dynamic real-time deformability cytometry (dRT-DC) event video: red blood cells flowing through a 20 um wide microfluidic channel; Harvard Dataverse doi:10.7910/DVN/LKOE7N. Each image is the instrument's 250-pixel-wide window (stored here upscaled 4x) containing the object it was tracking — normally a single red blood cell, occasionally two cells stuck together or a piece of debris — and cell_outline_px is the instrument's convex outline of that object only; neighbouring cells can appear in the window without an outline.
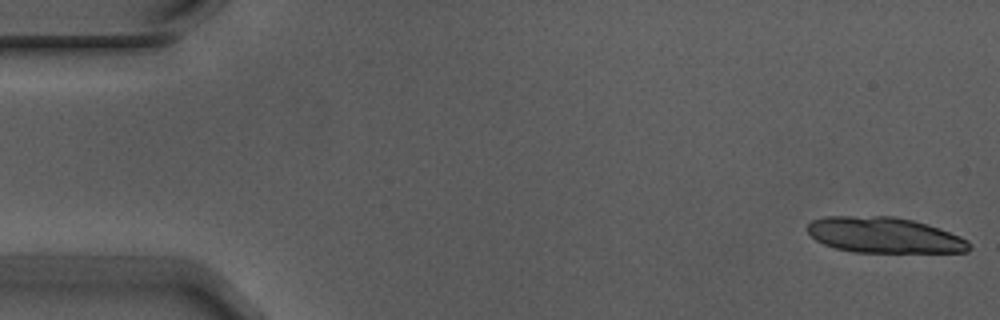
{"species": "Egyptian fruit bat (a non-hibernating species)", "species_latin": "Rousettus aegyptiacus", "temperature_condition": "warm", "stored_images_in_passage": 8, "camera_frame_rate_fps": 3000, "um_per_image_px": 0.085, "animal": {"sex": "male"}, "frame": {"image": 1, "passage_image": 1, "time_ms": 0.0, "image_size_px": [1000, 320], "cell_outline_px": [[972, 248], [968, 252], [852, 252], [836, 248], [824, 244], [816, 240], [808, 232], [808, 224], [812, 220], [824, 216], [892, 216], [912, 220], [928, 224], [940, 228], [960, 236], [968, 240], [972, 244]], "centroid_in_image_um": [75.19, 19.99], "position_along_channel_um": 9.8, "area_um2": 33.81}}
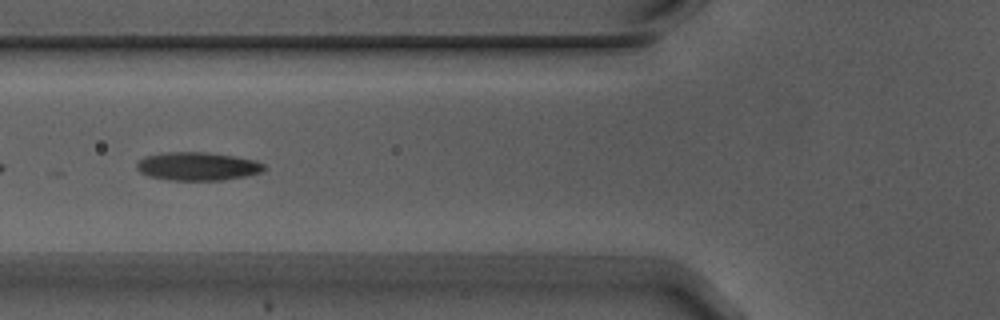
{"frame": {"image": 2, "passage_image": 6, "time_ms": 1.667, "image_size_px": [1000, 320], "cell_outline_px": [[268, 168], [260, 172], [248, 176], [224, 180], [168, 180], [148, 176], [140, 172], [136, 168], [136, 164], [144, 156], [168, 152], [208, 152], [256, 160], [264, 164]], "centroid_in_image_um": [16.81, 14.14], "position_along_channel_um": 109.0, "area_um2": 21.15}}
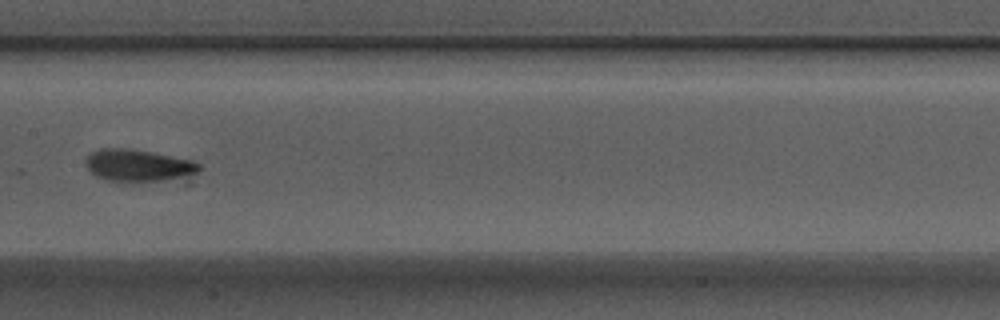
{"frame": {"image": 3, "passage_image": 8, "time_ms": 2.333, "image_size_px": [1000, 320], "cell_outline_px": [[204, 168], [196, 172], [164, 180], [140, 184], [104, 180], [88, 172], [84, 164], [88, 152], [100, 148], [128, 148], [152, 152], [192, 160], [200, 164]], "centroid_in_image_um": [11.64, 14.08], "position_along_channel_um": 195.8, "area_um2": 21.85}}